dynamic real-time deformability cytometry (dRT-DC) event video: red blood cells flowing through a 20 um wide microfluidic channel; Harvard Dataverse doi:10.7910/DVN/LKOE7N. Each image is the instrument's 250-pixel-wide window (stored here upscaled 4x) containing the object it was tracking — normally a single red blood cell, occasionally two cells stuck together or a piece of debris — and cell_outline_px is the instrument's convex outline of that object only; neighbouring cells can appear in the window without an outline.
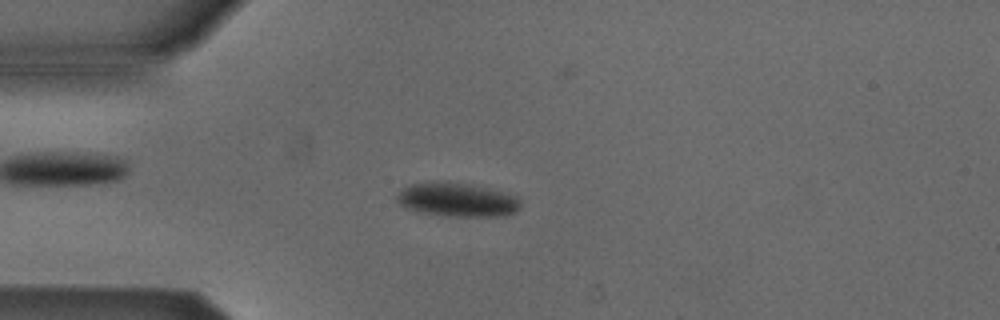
{"species": "Egyptian fruit bat (a non-hibernating species)", "species_latin": "Rousettus aegyptiacus", "temperature_condition": "cold", "stored_images_in_passage": 3, "camera_frame_rate_fps": 3000, "um_per_image_px": 0.085, "animal": {"sex": "male"}, "frame": {"image": 1, "passage_image": 3, "time_ms": 0.667, "image_size_px": [1000, 320], "cell_outline_px": [[520, 208], [516, 212], [504, 216], [448, 216], [420, 212], [404, 208], [396, 200], [396, 196], [404, 188], [412, 184], [468, 184], [488, 188], [504, 192], [516, 196], [520, 200]], "centroid_in_image_um": [38.91, 17.02], "position_along_channel_um": 46.1, "area_um2": 23.7}}